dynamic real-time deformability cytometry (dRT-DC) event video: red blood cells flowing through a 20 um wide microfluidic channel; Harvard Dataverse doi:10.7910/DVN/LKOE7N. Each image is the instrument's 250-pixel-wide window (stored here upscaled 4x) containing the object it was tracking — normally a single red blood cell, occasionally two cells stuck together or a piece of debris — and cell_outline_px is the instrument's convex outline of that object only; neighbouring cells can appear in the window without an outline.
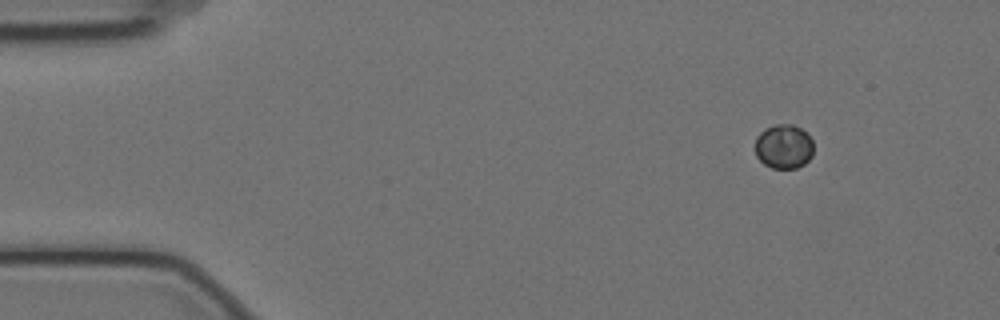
{"species": "Egyptian fruit bat (a non-hibernating species)", "species_latin": "Rousettus aegyptiacus", "temperature_condition": "cold", "stored_images_in_passage": 5, "camera_frame_rate_fps": 3000, "um_per_image_px": 0.085, "animal": {"sex": "female"}, "frame": {"image": 1, "passage_image": 2, "time_ms": 0.333, "image_size_px": [1000, 320], "cell_outline_px": [[812, 156], [804, 164], [796, 168], [772, 168], [764, 164], [756, 156], [756, 136], [764, 128], [776, 124], [792, 124], [800, 128], [812, 140]], "centroid_in_image_um": [66.6, 12.45], "position_along_channel_um": 18.4, "area_um2": 15.03}}
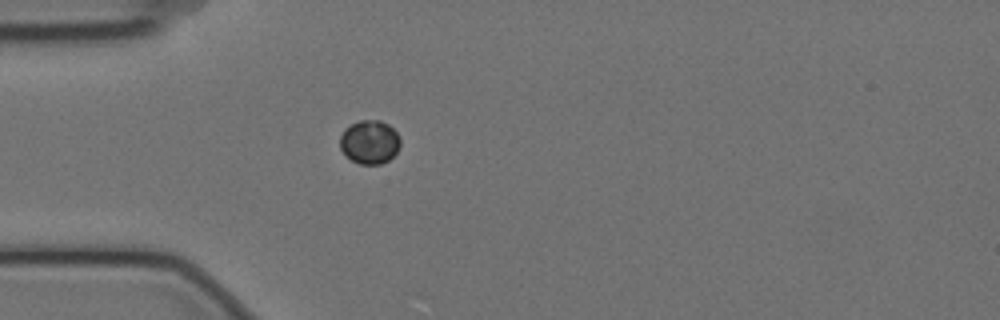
{"frame": {"image": 2, "passage_image": 4, "time_ms": 1.0, "image_size_px": [1000, 320], "cell_outline_px": [[400, 148], [388, 160], [380, 164], [360, 164], [352, 160], [340, 148], [340, 136], [344, 128], [360, 120], [380, 120], [388, 124], [400, 136]], "centroid_in_image_um": [31.43, 12.06], "position_along_channel_um": 53.6, "area_um2": 15.32}}